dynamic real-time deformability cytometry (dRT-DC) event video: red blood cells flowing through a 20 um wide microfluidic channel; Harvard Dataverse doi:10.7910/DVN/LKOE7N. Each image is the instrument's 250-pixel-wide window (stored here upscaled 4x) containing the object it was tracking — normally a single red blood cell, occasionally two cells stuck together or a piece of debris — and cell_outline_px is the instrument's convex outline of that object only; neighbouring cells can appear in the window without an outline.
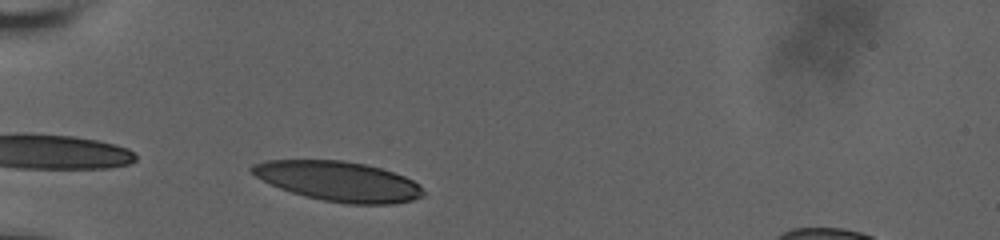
{"species": "human", "species_latin": "Homo sapiens", "temperature_condition": "room temperature", "stored_images_in_passage": 10, "camera_frame_rate_fps": 3000, "um_per_image_px": 0.085, "donor": {"sex": "male"}, "frame": {"image": 1, "passage_image": 2, "time_ms": 0.333, "image_size_px": [1000, 240], "cell_outline_px": [[424, 196], [412, 200], [392, 204], [348, 204], [324, 200], [304, 196], [280, 188], [256, 176], [248, 168], [252, 164], [268, 160], [340, 160], [364, 164], [380, 168], [404, 176], [420, 184], [424, 192]], "centroid_in_image_um": [28.79, 15.41], "position_along_channel_um": 56.2, "area_um2": 39.54}}
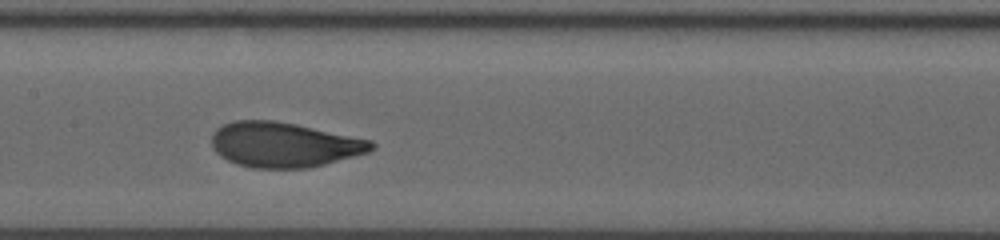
{"frame": {"image": 2, "passage_image": 9, "time_ms": 4.333, "image_size_px": [1000, 240], "cell_outline_px": [[376, 148], [368, 152], [324, 164], [308, 168], [252, 168], [236, 164], [220, 156], [212, 148], [212, 132], [216, 128], [232, 120], [276, 120], [296, 124], [372, 140], [376, 144]], "centroid_in_image_um": [24.12, 12.29], "position_along_channel_um": 183.3, "area_um2": 42.08}}
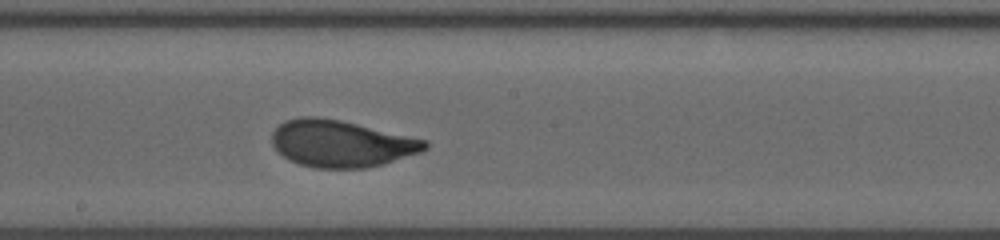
{"frame": {"image": 3, "passage_image": 10, "time_ms": 5.333, "image_size_px": [1000, 240], "cell_outline_px": [[428, 148], [420, 152], [384, 164], [364, 168], [312, 168], [288, 160], [272, 144], [272, 132], [284, 120], [300, 116], [316, 116], [340, 120], [428, 140]], "centroid_in_image_um": [28.99, 12.2], "position_along_channel_um": 219.2, "area_um2": 41.79}}